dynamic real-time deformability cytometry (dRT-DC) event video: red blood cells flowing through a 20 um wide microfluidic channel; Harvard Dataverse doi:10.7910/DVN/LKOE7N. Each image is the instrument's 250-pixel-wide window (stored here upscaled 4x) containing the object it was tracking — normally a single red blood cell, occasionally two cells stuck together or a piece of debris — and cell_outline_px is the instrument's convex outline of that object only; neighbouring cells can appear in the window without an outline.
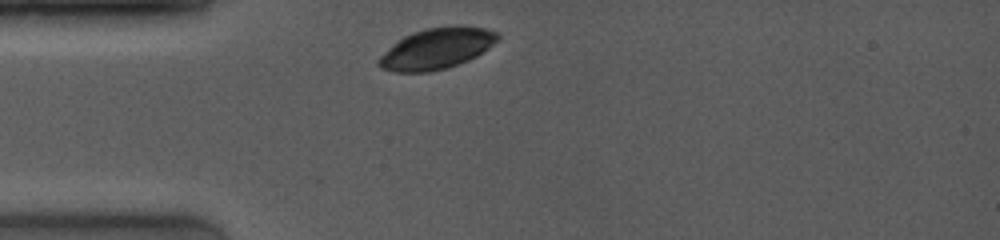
{"species": "common noctule bat (a hibernating species)", "species_latin": "Nyctalus noctula", "temperature_condition": "room temperature", "stored_images_in_passage": 11, "camera_frame_rate_fps": 4000, "um_per_image_px": 0.085, "animal": {"sex": "female", "body_mass_g": 19.0, "forearm_length_mm": 53.3}, "frame": {"image": 1, "passage_image": 1, "time_ms": 0.0, "image_size_px": [1000, 240], "cell_outline_px": [[500, 40], [476, 56], [468, 60], [448, 68], [428, 72], [396, 72], [380, 68], [376, 64], [376, 60], [392, 44], [404, 36], [412, 32], [428, 28], [452, 24], [460, 24], [484, 28], [500, 32]], "centroid_in_image_um": [37.14, 4.11], "position_along_channel_um": 47.9, "area_um2": 28.9}}